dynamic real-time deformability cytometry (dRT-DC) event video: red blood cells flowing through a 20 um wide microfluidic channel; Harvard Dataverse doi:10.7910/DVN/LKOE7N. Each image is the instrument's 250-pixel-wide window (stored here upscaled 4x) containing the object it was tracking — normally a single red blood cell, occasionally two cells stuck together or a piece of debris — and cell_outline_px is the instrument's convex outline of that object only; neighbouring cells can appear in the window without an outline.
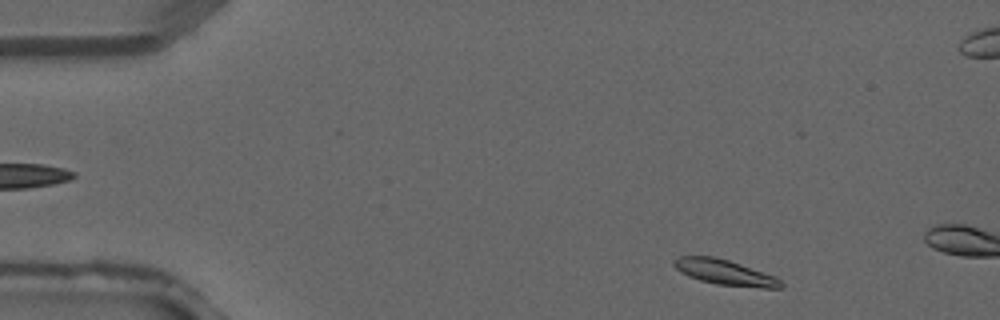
{"species": "common noctule bat (a hibernating species)", "species_latin": "Nyctalus noctula", "temperature_condition": "warm", "stored_images_in_passage": 3, "segment_of_instrument_passage": [2, 2], "camera_frame_rate_fps": 3000, "um_per_image_px": 0.085, "animal": {"sex": "male", "forearm_length_mm": 52.5}, "frame": {"image": 1, "passage_image": 3, "time_ms": 0.667, "image_size_px": [1000, 320], "cell_outline_px": [[784, 284], [780, 288], [760, 288], [716, 284], [700, 280], [688, 276], [680, 272], [672, 264], [672, 260], [680, 256], [716, 256], [740, 264], [772, 276], [780, 280]], "centroid_in_image_um": [61.55, 23.15], "position_along_channel_um": 23.5, "area_um2": 15.61}}